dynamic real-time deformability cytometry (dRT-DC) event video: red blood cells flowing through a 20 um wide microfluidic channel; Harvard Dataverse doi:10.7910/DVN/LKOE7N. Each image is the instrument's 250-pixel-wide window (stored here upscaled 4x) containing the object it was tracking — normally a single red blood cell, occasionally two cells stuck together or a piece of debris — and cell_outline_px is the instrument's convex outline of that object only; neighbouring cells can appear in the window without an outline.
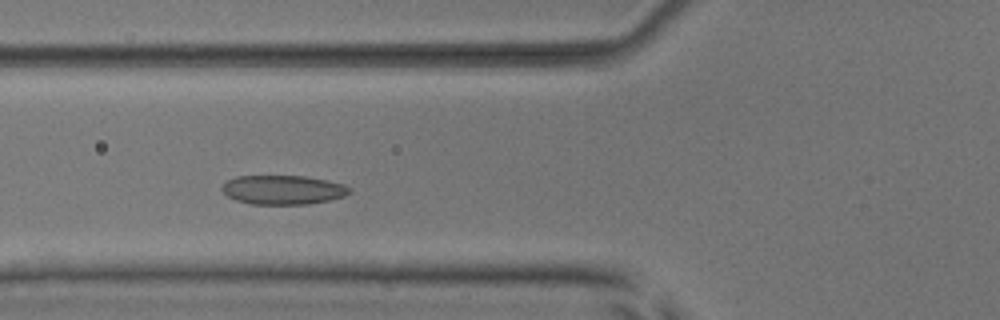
{"species": "common noctule bat (a hibernating species)", "species_latin": "Nyctalus noctula", "temperature_condition": "room temperature", "stored_images_in_passage": 12, "camera_frame_rate_fps": 3000, "um_per_image_px": 0.085, "animal": {"sex": "male", "body_mass_g": 17.9, "forearm_length_mm": 54.2}, "frame": {"image": 1, "passage_image": 6, "time_ms": 1.667, "image_size_px": [1000, 320], "cell_outline_px": [[352, 192], [344, 196], [328, 200], [308, 204], [248, 204], [236, 200], [228, 196], [220, 188], [228, 180], [236, 176], [304, 176], [344, 184], [352, 188]], "centroid_in_image_um": [24.06, 16.14], "position_along_channel_um": 101.7, "area_um2": 21.62}}
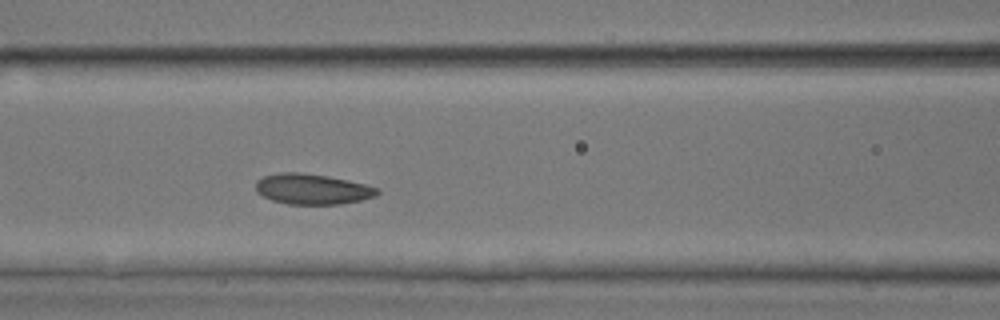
{"frame": {"image": 2, "passage_image": 9, "time_ms": 2.667, "image_size_px": [1000, 320], "cell_outline_px": [[380, 192], [376, 196], [360, 200], [340, 204], [288, 204], [272, 200], [256, 192], [256, 180], [264, 176], [280, 172], [300, 172], [328, 176], [348, 180], [364, 184], [376, 188]], "centroid_in_image_um": [26.52, 16.07], "position_along_channel_um": 140.1, "area_um2": 21.5}}